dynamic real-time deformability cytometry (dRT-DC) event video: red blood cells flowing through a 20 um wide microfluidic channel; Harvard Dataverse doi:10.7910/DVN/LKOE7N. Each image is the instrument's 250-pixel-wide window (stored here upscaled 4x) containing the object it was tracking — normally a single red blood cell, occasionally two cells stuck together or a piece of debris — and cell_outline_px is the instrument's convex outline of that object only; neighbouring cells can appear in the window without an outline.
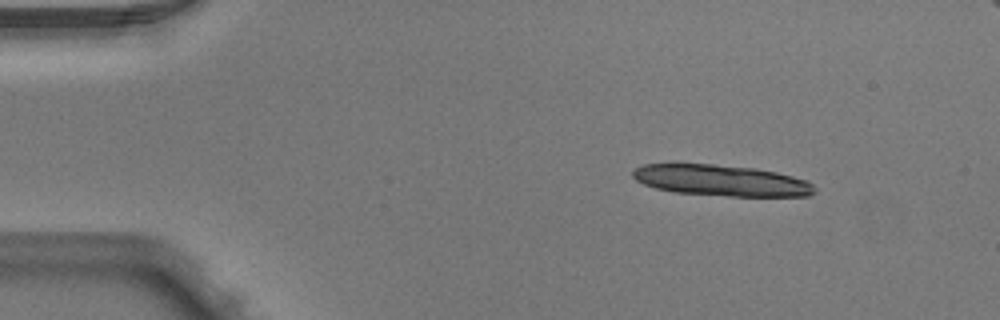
{"species": "Egyptian fruit bat (a non-hibernating species)", "species_latin": "Rousettus aegyptiacus", "temperature_condition": "warm", "stored_images_in_passage": 4, "camera_frame_rate_fps": 3000, "um_per_image_px": 0.085, "animal": {"sex": "male"}, "frame": {"image": 1, "passage_image": 1, "time_ms": 0.0, "image_size_px": [1000, 320], "cell_outline_px": [[816, 192], [808, 196], [728, 196], [676, 192], [656, 188], [644, 184], [636, 180], [632, 176], [632, 168], [644, 164], [672, 160], [676, 160], [756, 168], [776, 172], [808, 180], [816, 188]], "centroid_in_image_um": [61.2, 15.28], "position_along_channel_um": 23.8, "area_um2": 34.16}}